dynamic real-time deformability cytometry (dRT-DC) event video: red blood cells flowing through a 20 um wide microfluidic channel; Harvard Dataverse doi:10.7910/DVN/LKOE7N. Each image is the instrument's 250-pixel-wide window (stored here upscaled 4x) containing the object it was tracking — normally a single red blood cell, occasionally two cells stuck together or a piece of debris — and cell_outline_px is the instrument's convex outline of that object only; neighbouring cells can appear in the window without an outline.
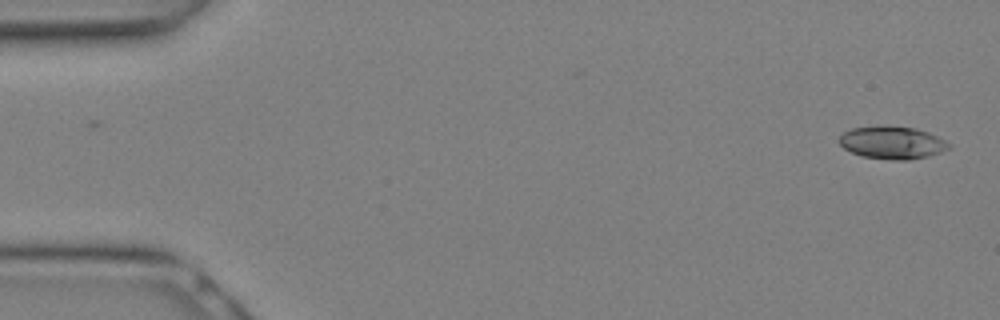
{"species": "Egyptian fruit bat (a non-hibernating species)", "species_latin": "Rousettus aegyptiacus", "temperature_condition": "warm", "stored_images_in_passage": 2, "camera_frame_rate_fps": 3000, "um_per_image_px": 0.085, "animal": {"sex": "female"}, "frame": {"image": 1, "passage_image": 2, "time_ms": 0.333, "image_size_px": [1000, 320], "cell_outline_px": [[952, 144], [948, 148], [940, 152], [928, 156], [908, 160], [892, 160], [860, 156], [844, 148], [840, 144], [840, 136], [844, 132], [852, 128], [876, 124], [916, 128], [928, 132]], "centroid_in_image_um": [75.81, 12.1], "position_along_channel_um": 9.2, "area_um2": 21.04}}